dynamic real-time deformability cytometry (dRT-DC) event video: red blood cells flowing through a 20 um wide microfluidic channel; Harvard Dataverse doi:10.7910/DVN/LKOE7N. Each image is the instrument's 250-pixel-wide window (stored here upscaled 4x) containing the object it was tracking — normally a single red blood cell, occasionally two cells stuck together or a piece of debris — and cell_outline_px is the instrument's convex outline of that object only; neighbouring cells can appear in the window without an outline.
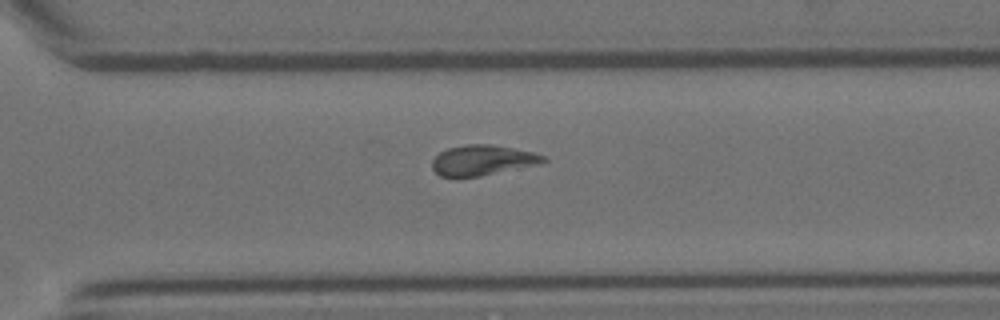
{"species": "Egyptian fruit bat (a non-hibernating species)", "species_latin": "Rousettus aegyptiacus", "temperature_condition": "room temperature", "stored_images_in_passage": 14, "camera_frame_rate_fps": 3000, "um_per_image_px": 0.085, "animal": {"sex": "female"}, "frame": {"image": 1, "passage_image": 10, "time_ms": 3.0, "image_size_px": [1000, 320], "cell_outline_px": [[548, 160], [540, 164], [480, 176], [440, 176], [432, 168], [432, 160], [440, 152], [448, 148], [464, 144], [492, 144], [532, 152], [544, 156]], "centroid_in_image_um": [41.02, 13.61], "position_along_channel_um": 329.6, "area_um2": 19.48}}
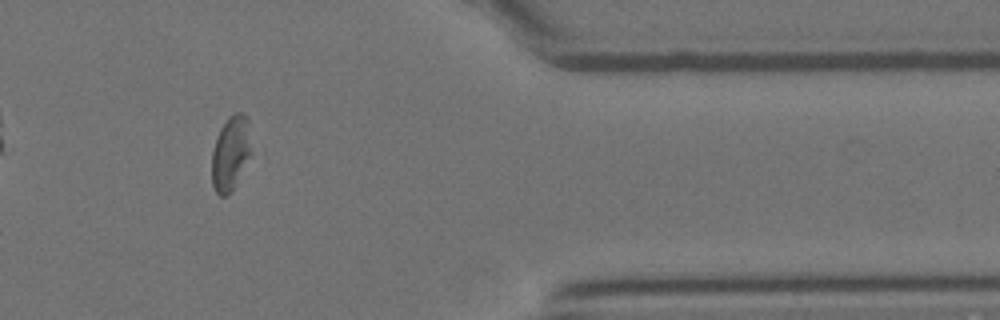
{"frame": {"image": 2, "passage_image": 12, "time_ms": 3.667, "image_size_px": [1000, 320], "cell_outline_px": [[252, 152], [232, 192], [224, 196], [220, 196], [216, 192], [212, 184], [212, 152], [216, 136], [220, 128], [228, 116], [236, 112], [244, 112], [248, 116]], "centroid_in_image_um": [19.62, 12.98], "position_along_channel_um": 391.8, "area_um2": 17.51}}